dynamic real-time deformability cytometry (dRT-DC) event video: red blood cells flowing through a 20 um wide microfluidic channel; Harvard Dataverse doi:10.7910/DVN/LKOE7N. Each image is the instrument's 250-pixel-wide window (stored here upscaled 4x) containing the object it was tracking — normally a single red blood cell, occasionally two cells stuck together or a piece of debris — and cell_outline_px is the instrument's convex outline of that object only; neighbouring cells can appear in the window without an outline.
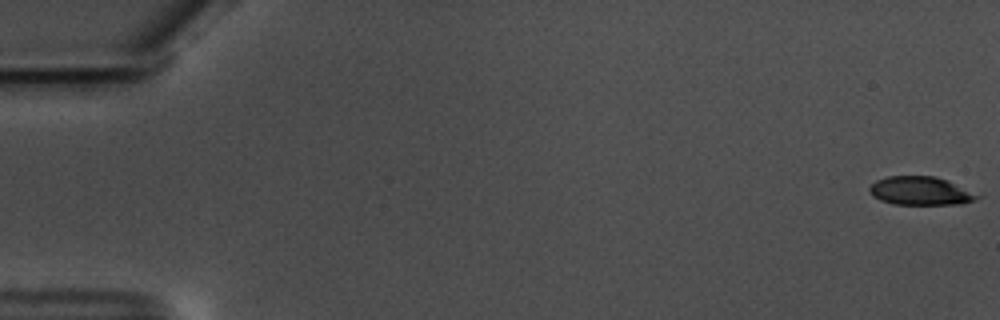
{"species": "common noctule bat (a hibernating species)", "species_latin": "Nyctalus noctula", "temperature_condition": "warm", "stored_images_in_passage": 59, "camera_frame_rate_fps": 3000, "um_per_image_px": 0.085, "animal": {"sex": "male", "body_mass_g": 17.5, "forearm_length_mm": 52.3}, "frame": {"image": 1, "passage_image": 1, "time_ms": 0.0, "image_size_px": [1000, 320], "cell_outline_px": [[984, 192], [976, 200], [960, 204], [896, 204], [880, 200], [872, 196], [868, 188], [876, 180], [888, 176], [936, 176]], "centroid_in_image_um": [78.38, 16.21], "position_along_channel_um": 6.6, "area_um2": 18.44}}
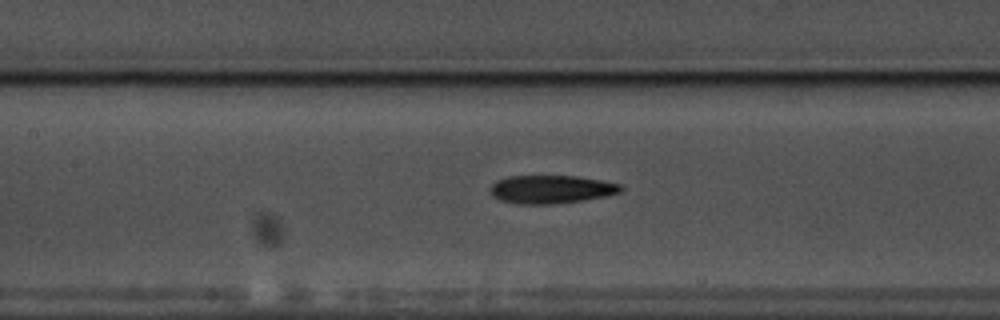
{"frame": {"image": 2, "passage_image": 28, "time_ms": 9.0, "image_size_px": [1000, 320], "cell_outline_px": [[624, 188], [620, 192], [604, 196], [584, 200], [556, 204], [516, 204], [500, 200], [492, 196], [492, 184], [496, 180], [508, 176], [576, 176], [600, 180], [620, 184]], "centroid_in_image_um": [46.84, 16.09], "position_along_channel_um": 160.6, "area_um2": 21.44}}
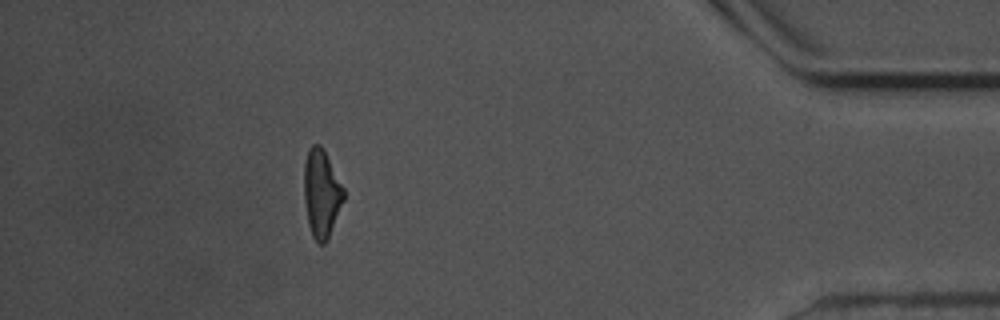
{"frame": {"image": 3, "passage_image": 53, "time_ms": 17.333, "image_size_px": [1000, 320], "cell_outline_px": [[344, 200], [328, 240], [324, 244], [320, 244], [312, 236], [308, 224], [304, 200], [304, 164], [308, 148], [312, 144], [320, 144], [344, 188]], "centroid_in_image_um": [27.32, 16.46], "position_along_channel_um": 407.9, "area_um2": 20.29}, "authors_computed_cell_mechanics": {"area_um2": 20.3456, "velocity_mm_per_s": 3.561, "shape_relaxation_time_tau1_ms": 4.3599, "shape_relaxation_time_tau2_ms": 2.4072, "deformation_change_tau1": 0.1612, "deformation_change_tau2": 0.1251}}